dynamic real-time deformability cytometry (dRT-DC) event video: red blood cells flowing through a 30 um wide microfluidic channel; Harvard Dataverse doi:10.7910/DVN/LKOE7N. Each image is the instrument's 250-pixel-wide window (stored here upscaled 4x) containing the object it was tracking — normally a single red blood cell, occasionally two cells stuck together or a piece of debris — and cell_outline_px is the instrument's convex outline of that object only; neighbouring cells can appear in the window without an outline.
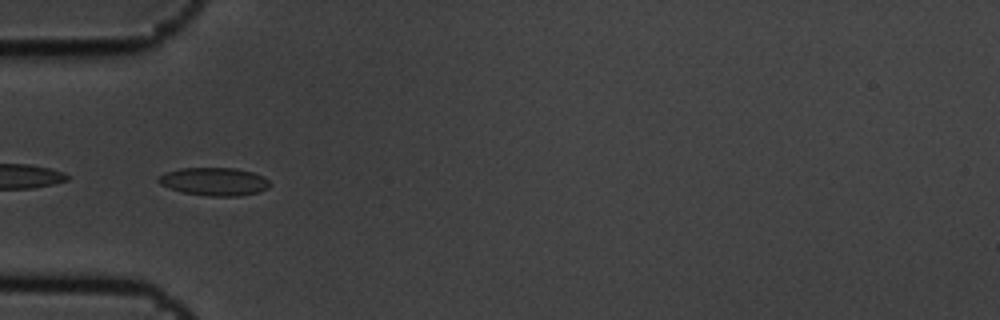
{"species": "common noctule bat (a hibernating species)", "species_latin": "Nyctalus noctula", "temperature_condition": "cold", "stored_images_in_passage": 5, "camera_frame_rate_fps": 3000, "um_per_image_px": 0.085, "animal": {"sex": "male", "body_mass_g": 19.5, "forearm_length_mm": 54.6}, "frame": {"image": 1, "passage_image": 2, "time_ms": 0.333, "image_size_px": [1000, 320], "cell_outline_px": [[272, 184], [268, 188], [256, 192], [240, 196], [208, 196], [184, 192], [160, 184], [156, 180], [156, 176], [164, 172], [180, 168], [236, 168], [252, 172], [264, 176]], "centroid_in_image_um": [18.2, 15.42], "position_along_channel_um": 66.8, "area_um2": 18.26}}
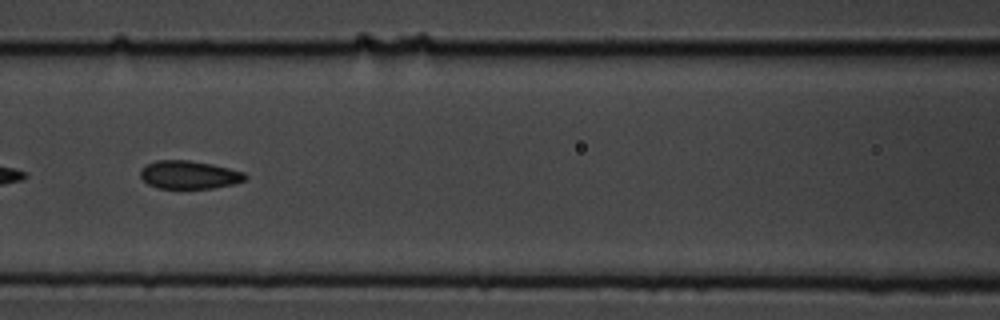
{"frame": {"image": 2, "passage_image": 4, "time_ms": 1.0, "image_size_px": [1000, 320], "cell_outline_px": [[248, 176], [244, 180], [232, 184], [212, 188], [160, 188], [148, 184], [140, 176], [140, 172], [144, 164], [156, 160], [188, 160], [212, 164], [244, 172]], "centroid_in_image_um": [16.05, 14.84], "position_along_channel_um": 150.6, "area_um2": 17.11}}
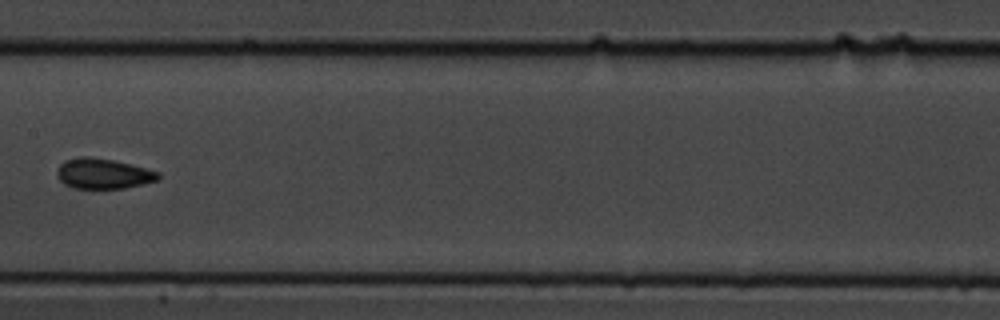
{"frame": {"image": 3, "passage_image": 5, "time_ms": 1.333, "image_size_px": [1000, 320], "cell_outline_px": [[160, 176], [156, 180], [124, 188], [72, 188], [64, 184], [56, 176], [56, 172], [60, 164], [64, 160], [80, 156], [88, 156], [112, 160], [132, 164], [160, 172]], "centroid_in_image_um": [8.73, 14.75], "position_along_channel_um": 198.7, "area_um2": 17.86}}